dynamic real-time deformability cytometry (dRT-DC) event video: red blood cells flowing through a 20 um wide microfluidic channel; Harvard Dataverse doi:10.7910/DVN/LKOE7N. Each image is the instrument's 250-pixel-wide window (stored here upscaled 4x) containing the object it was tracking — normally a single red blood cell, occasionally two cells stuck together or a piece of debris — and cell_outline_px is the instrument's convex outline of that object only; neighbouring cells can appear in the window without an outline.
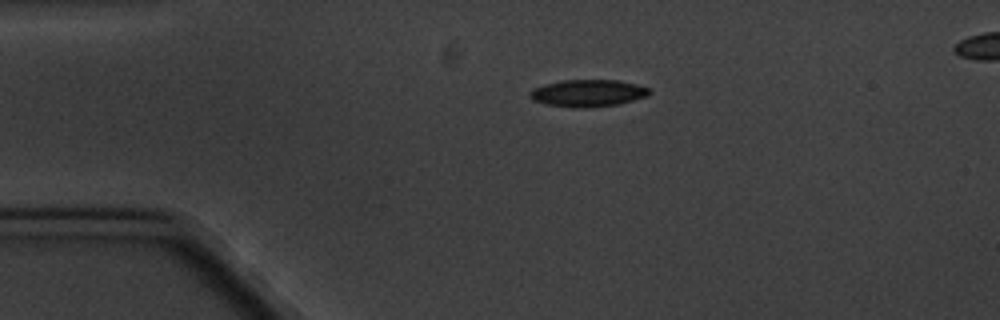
{"species": "common noctule bat (a hibernating species)", "species_latin": "Nyctalus noctula", "temperature_condition": "cold", "stored_images_in_passage": 6, "camera_frame_rate_fps": 3000, "um_per_image_px": 0.085, "animal": {"sex": "male", "body_mass_g": 20.1, "forearm_length_mm": 53.5}, "frame": {"image": 1, "passage_image": 6, "time_ms": 6.333, "image_size_px": [1000, 320], "cell_outline_px": [[652, 92], [648, 96], [616, 104], [584, 108], [572, 108], [544, 104], [532, 100], [528, 96], [528, 92], [532, 88], [544, 84], [564, 80], [616, 80], [636, 84], [648, 88]], "centroid_in_image_um": [49.91, 7.92], "position_along_channel_um": 35.1, "area_um2": 18.96}}